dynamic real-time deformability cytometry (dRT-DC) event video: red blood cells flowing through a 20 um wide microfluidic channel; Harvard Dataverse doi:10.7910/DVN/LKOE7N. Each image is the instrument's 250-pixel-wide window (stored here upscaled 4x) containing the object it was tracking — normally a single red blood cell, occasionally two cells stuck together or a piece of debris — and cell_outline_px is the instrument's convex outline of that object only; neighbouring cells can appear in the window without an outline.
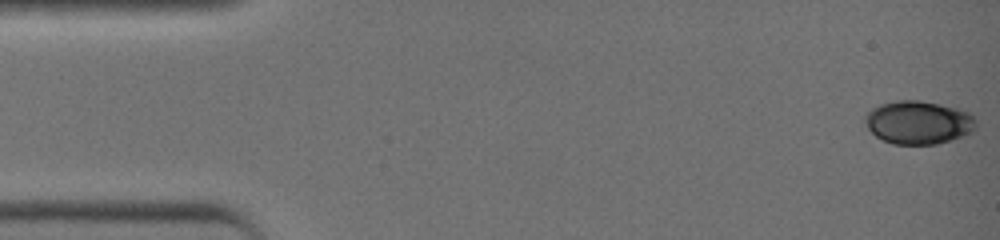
{"species": "common noctule bat (a hibernating species)", "species_latin": "Nyctalus noctula", "temperature_condition": "warm", "stored_images_in_passage": 42, "camera_frame_rate_fps": 3000, "um_per_image_px": 0.085, "animal": {"sex": "female", "body_mass_g": 19.0, "forearm_length_mm": 51.5}, "frame": {"image": 1, "passage_image": 1, "time_ms": 0.0, "image_size_px": [1000, 240], "cell_outline_px": [[976, 128], [972, 132], [936, 144], [892, 144], [876, 136], [868, 128], [864, 120], [864, 116], [872, 108], [880, 104], [896, 100], [920, 100], [940, 104], [956, 108], [968, 112], [976, 120]], "centroid_in_image_um": [78.05, 10.39], "position_along_channel_um": 7.0, "area_um2": 27.86}}
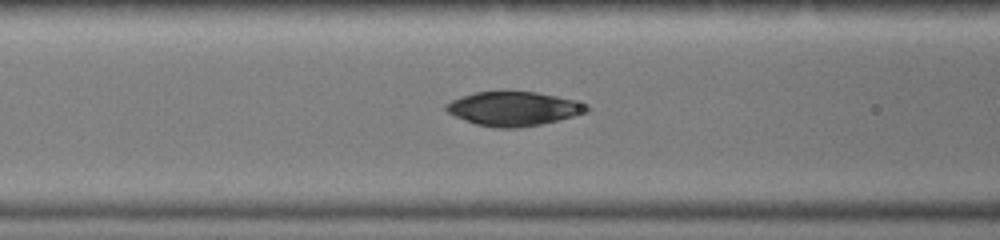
{"frame": {"image": 2, "passage_image": 17, "time_ms": 5.333, "image_size_px": [1000, 240], "cell_outline_px": [[592, 108], [588, 112], [540, 124], [516, 128], [496, 128], [476, 124], [456, 116], [448, 112], [444, 108], [444, 104], [452, 100], [476, 92], [536, 92], [556, 96], [588, 104]], "centroid_in_image_um": [43.67, 9.24], "position_along_channel_um": 122.9, "area_um2": 27.57}}
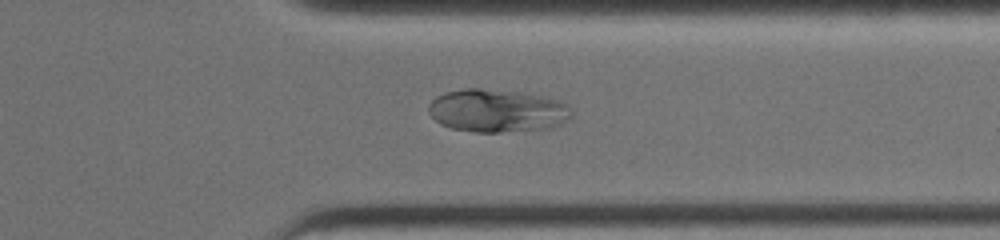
{"frame": {"image": 3, "passage_image": 33, "time_ms": 10.667, "image_size_px": [1000, 240], "cell_outline_px": [[572, 120], [548, 128], [500, 132], [476, 132], [452, 128], [440, 124], [428, 112], [428, 104], [436, 96], [444, 92], [464, 88], [480, 88], [520, 92], [544, 96], [560, 100], [568, 104], [572, 108]], "centroid_in_image_um": [42.29, 9.4], "position_along_channel_um": 369.1, "area_um2": 36.18}, "authors_computed_cell_mechanics": {"area_um2": 28.033, "velocity_mm_per_s": 4.6134, "shape_relaxation_time_tau1_ms": 6.8592, "shape_relaxation_time_tau2_ms": null, "deformation_change_tau1": 0.1285, "deformation_change_tau2": null}}